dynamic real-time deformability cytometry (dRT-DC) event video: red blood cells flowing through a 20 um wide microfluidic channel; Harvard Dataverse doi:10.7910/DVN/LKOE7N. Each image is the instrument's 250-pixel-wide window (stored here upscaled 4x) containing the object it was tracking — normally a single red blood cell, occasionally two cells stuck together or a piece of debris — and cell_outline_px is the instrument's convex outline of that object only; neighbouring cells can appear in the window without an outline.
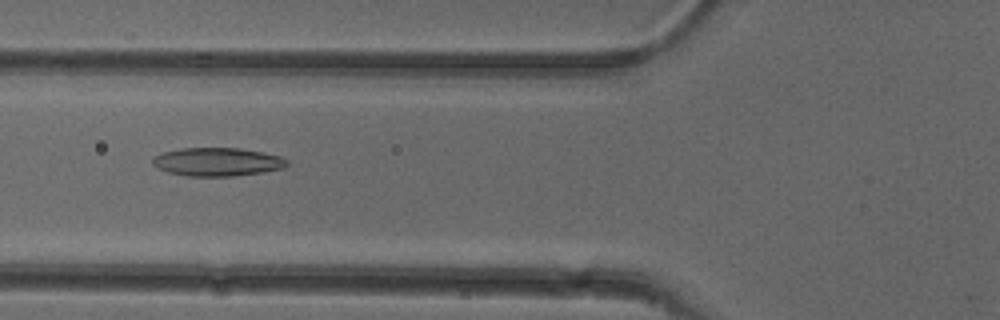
{"species": "common noctule bat (a hibernating species)", "species_latin": "Nyctalus noctula", "temperature_condition": "cold", "stored_images_in_passage": 48, "camera_frame_rate_fps": 3000, "um_per_image_px": 0.085, "animal": {"sex": "female"}, "frame": {"image": 1, "passage_image": 19, "time_ms": 6.0, "image_size_px": [1000, 320], "cell_outline_px": [[288, 164], [284, 168], [264, 172], [236, 176], [184, 176], [168, 172], [156, 168], [152, 164], [152, 156], [164, 152], [180, 148], [240, 148], [264, 152], [280, 156], [288, 160]], "centroid_in_image_um": [18.46, 13.76], "position_along_channel_um": 107.3, "area_um2": 22.54}}
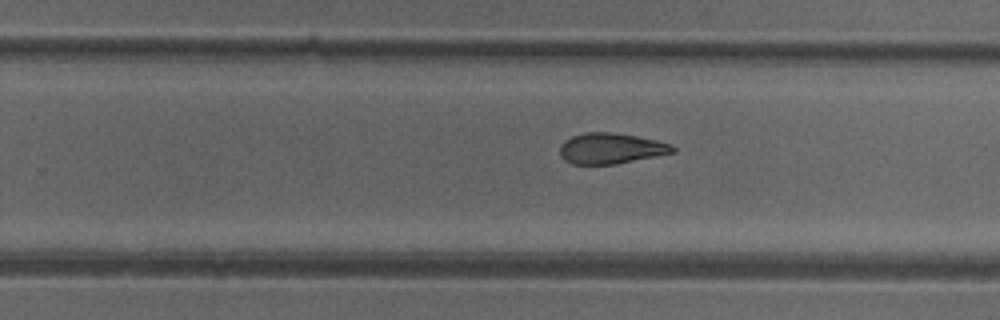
{"frame": {"image": 2, "passage_image": 32, "time_ms": 10.333, "image_size_px": [1000, 320], "cell_outline_px": [[676, 152], [616, 164], [572, 164], [564, 160], [560, 156], [560, 148], [564, 140], [572, 136], [584, 132], [608, 132], [636, 136], [656, 140], [672, 144], [676, 148]], "centroid_in_image_um": [51.92, 12.62], "position_along_channel_um": 277.9, "area_um2": 20.23}}
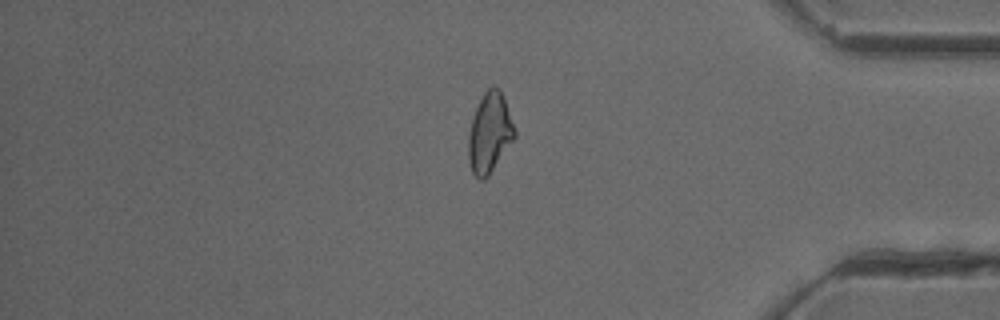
{"frame": {"image": 3, "passage_image": 43, "time_ms": 14.0, "image_size_px": [1000, 320], "cell_outline_px": [[516, 136], [488, 176], [484, 180], [480, 180], [472, 172], [468, 160], [468, 132], [472, 116], [484, 92], [492, 84], [496, 84], [500, 88], [516, 132]], "centroid_in_image_um": [41.6, 11.28], "position_along_channel_um": 393.6, "area_um2": 21.56}, "authors_computed_cell_mechanics": {"area_um2": 21.5594, "velocity_mm_per_s": 3.935, "shape_relaxation_time_tau1_ms": null, "shape_relaxation_time_tau2_ms": 2.8648, "deformation_change_tau1": null, "deformation_change_tau2": 0.1073}}